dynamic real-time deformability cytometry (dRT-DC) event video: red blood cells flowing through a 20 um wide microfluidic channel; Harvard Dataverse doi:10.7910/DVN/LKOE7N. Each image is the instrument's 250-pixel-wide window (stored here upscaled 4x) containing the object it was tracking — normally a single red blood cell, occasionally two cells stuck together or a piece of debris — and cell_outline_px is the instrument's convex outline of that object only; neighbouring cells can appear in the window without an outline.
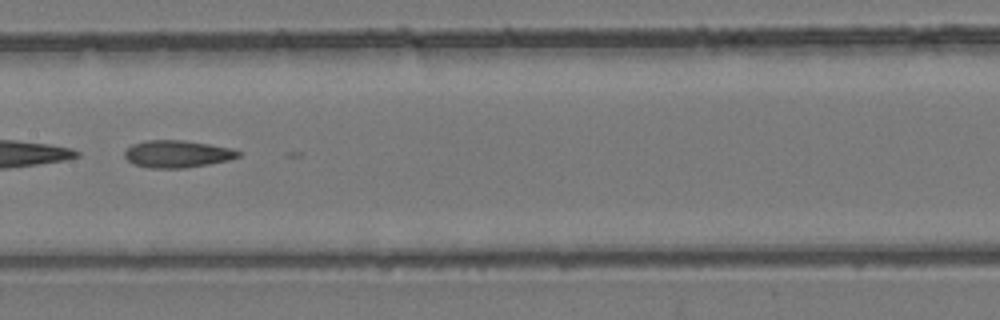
{"species": "common noctule bat (a hibernating species)", "species_latin": "Nyctalus noctula", "temperature_condition": "room temperature", "stored_images_in_passage": 31, "camera_frame_rate_fps": 3000, "um_per_image_px": 0.085, "animal": {"sex": "female", "body_mass_g": 24.6, "forearm_length_mm": 56.2}, "frame": {"image": 1, "passage_image": 13, "time_ms": 4.0, "image_size_px": [1000, 320], "cell_outline_px": [[240, 156], [228, 160], [208, 164], [184, 168], [148, 168], [132, 164], [124, 156], [124, 152], [132, 144], [144, 140], [184, 140], [232, 148], [240, 152]], "centroid_in_image_um": [15.03, 13.08], "position_along_channel_um": 192.4, "area_um2": 18.09}}